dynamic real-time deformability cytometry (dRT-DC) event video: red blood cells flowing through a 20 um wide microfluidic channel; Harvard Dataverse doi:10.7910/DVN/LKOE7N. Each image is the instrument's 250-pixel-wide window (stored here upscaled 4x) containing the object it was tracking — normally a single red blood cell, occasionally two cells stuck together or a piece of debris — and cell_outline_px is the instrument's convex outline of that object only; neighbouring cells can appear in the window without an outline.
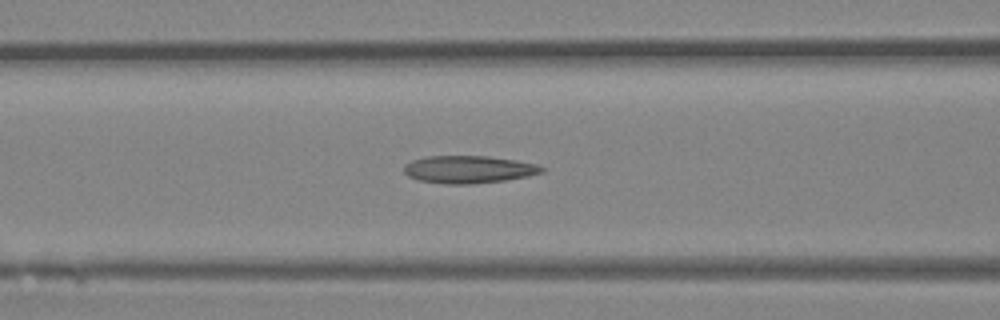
{"species": "Egyptian fruit bat (a non-hibernating species)", "species_latin": "Rousettus aegyptiacus", "temperature_condition": "room temperature", "stored_images_in_passage": 37, "camera_frame_rate_fps": 3000, "um_per_image_px": 0.085, "animal": {"sex": "female"}, "frame": {"image": 1, "passage_image": 18, "time_ms": 5.667, "image_size_px": [1000, 320], "cell_outline_px": [[544, 172], [528, 176], [504, 180], [472, 184], [444, 184], [416, 180], [408, 176], [404, 172], [404, 164], [412, 160], [424, 156], [488, 156], [516, 160], [536, 164], [544, 168]], "centroid_in_image_um": [39.79, 14.4], "position_along_channel_um": 126.8, "area_um2": 22.25}}
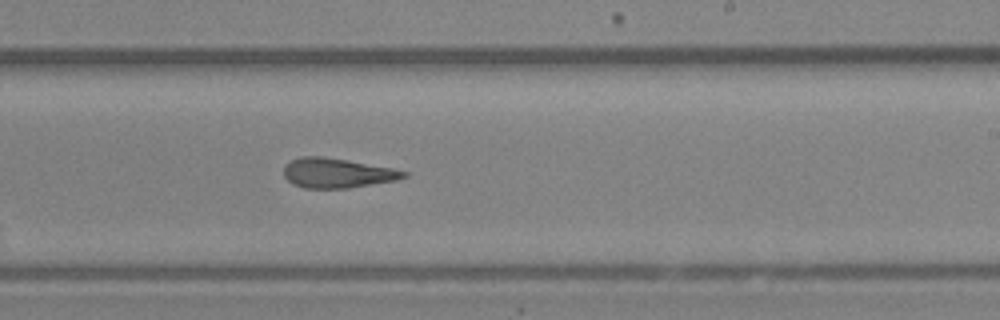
{"frame": {"image": 2, "passage_image": 27, "time_ms": 8.667, "image_size_px": [1000, 320], "cell_outline_px": [[408, 176], [396, 180], [348, 188], [304, 188], [292, 184], [284, 176], [284, 164], [300, 156], [324, 156], [348, 160], [392, 168], [408, 172]], "centroid_in_image_um": [28.63, 14.7], "position_along_channel_um": 260.4, "area_um2": 20.81}}
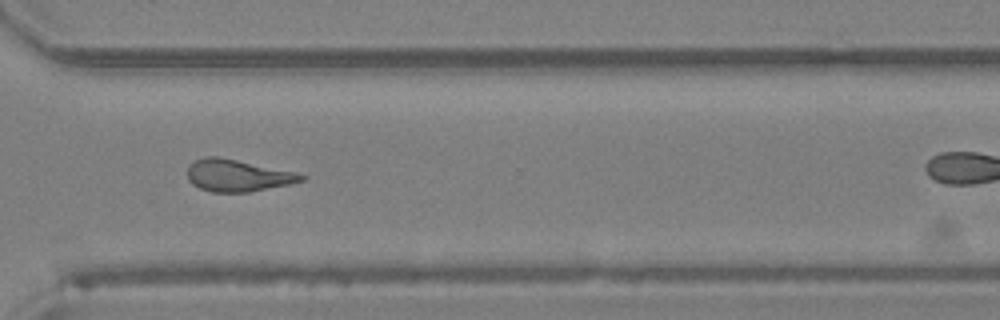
{"frame": {"image": 3, "passage_image": 33, "time_ms": 10.667, "image_size_px": [1000, 320], "cell_outline_px": [[308, 176], [304, 180], [292, 184], [248, 192], [212, 192], [200, 188], [192, 184], [188, 180], [188, 164], [196, 160], [208, 156], [216, 156], [296, 172]], "centroid_in_image_um": [20.21, 14.93], "position_along_channel_um": 350.4, "area_um2": 21.15}}